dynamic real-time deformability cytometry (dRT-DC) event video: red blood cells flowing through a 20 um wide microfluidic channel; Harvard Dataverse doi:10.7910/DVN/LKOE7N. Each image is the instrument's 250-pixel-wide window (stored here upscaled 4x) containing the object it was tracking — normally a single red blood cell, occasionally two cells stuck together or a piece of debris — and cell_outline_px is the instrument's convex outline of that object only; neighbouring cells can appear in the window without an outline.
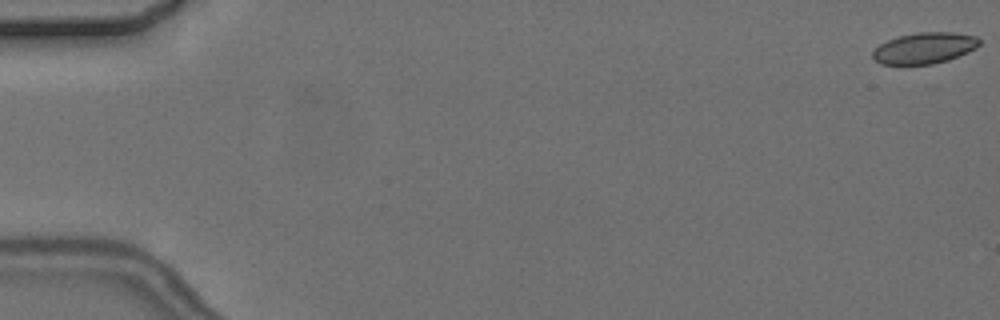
{"species": "common noctule bat (a hibernating species)", "species_latin": "Nyctalus noctula", "temperature_condition": "cold", "stored_images_in_passage": 5, "camera_frame_rate_fps": 3000, "um_per_image_px": 0.085, "animal": {"sex": "female", "body_mass_g": 24.6, "forearm_length_mm": 56.2}, "frame": {"image": 1, "passage_image": 1, "time_ms": 0.0, "image_size_px": [1000, 320], "cell_outline_px": [[980, 44], [976, 48], [968, 52], [948, 60], [932, 64], [880, 64], [872, 56], [872, 52], [880, 44], [888, 40], [900, 36], [920, 32], [956, 32], [976, 36], [980, 40]], "centroid_in_image_um": [78.61, 4.08], "position_along_channel_um": 6.4, "area_um2": 19.25}}
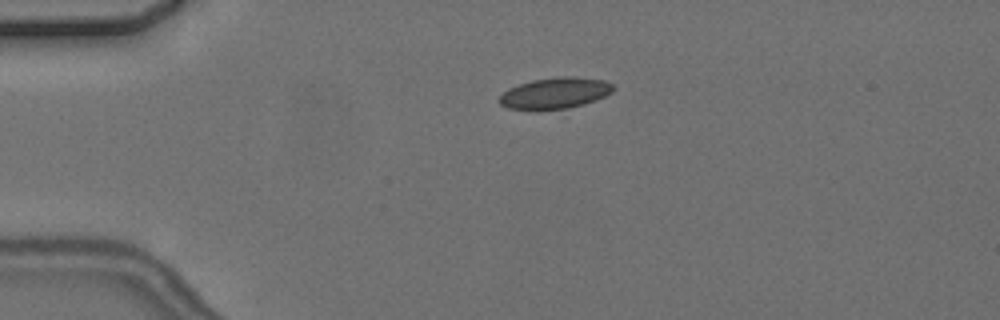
{"frame": {"image": 2, "passage_image": 4, "time_ms": 4.333, "image_size_px": [1000, 320], "cell_outline_px": [[616, 88], [612, 92], [596, 100], [584, 104], [568, 108], [540, 112], [536, 112], [508, 108], [500, 104], [496, 100], [508, 88], [532, 80], [560, 76], [572, 76], [604, 80], [612, 84]], "centroid_in_image_um": [47.14, 7.95], "position_along_channel_um": 37.9, "area_um2": 21.27}}